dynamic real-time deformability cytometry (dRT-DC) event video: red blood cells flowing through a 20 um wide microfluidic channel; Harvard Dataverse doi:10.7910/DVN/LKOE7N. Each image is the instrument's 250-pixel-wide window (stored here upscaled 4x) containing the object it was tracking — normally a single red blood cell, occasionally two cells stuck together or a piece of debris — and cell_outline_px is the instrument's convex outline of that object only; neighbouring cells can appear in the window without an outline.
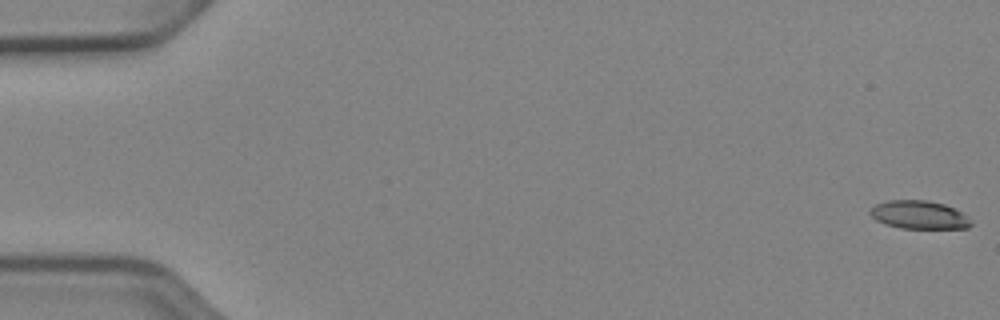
{"species": "Egyptian fruit bat (a non-hibernating species)", "species_latin": "Rousettus aegyptiacus", "temperature_condition": "cold", "stored_images_in_passage": 53, "camera_frame_rate_fps": 3000, "um_per_image_px": 0.085, "animal": {"sex": "female"}, "frame": {"image": 1, "passage_image": 1, "time_ms": 0.0, "image_size_px": [1000, 320], "cell_outline_px": [[972, 224], [968, 228], [900, 228], [884, 224], [876, 220], [868, 212], [876, 204], [888, 200], [924, 200], [944, 204], [960, 212]], "centroid_in_image_um": [78.06, 18.26], "position_along_channel_um": 6.9, "area_um2": 16.3}}
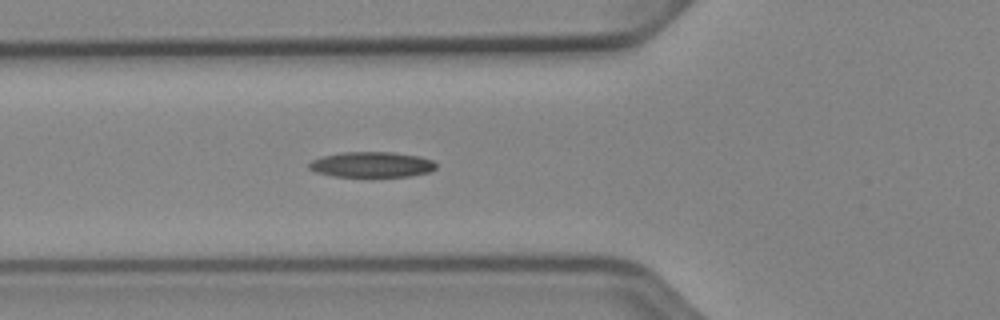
{"frame": {"image": 2, "passage_image": 20, "time_ms": 6.333, "image_size_px": [1000, 320], "cell_outline_px": [[436, 168], [428, 172], [408, 176], [332, 176], [316, 172], [308, 168], [308, 164], [312, 160], [320, 156], [340, 152], [392, 152], [420, 156], [432, 160], [436, 164]], "centroid_in_image_um": [31.56, 13.97], "position_along_channel_um": 94.2, "area_um2": 18.84}}
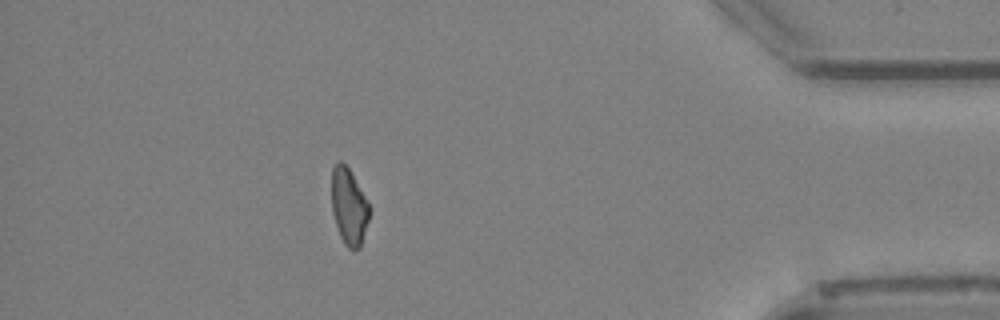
{"frame": {"image": 3, "passage_image": 47, "time_ms": 15.333, "image_size_px": [1000, 320], "cell_outline_px": [[372, 208], [360, 248], [348, 248], [344, 244], [340, 236], [332, 212], [332, 168], [340, 160], [348, 168], [368, 200]], "centroid_in_image_um": [29.68, 17.56], "position_along_channel_um": 405.5, "area_um2": 16.82}}